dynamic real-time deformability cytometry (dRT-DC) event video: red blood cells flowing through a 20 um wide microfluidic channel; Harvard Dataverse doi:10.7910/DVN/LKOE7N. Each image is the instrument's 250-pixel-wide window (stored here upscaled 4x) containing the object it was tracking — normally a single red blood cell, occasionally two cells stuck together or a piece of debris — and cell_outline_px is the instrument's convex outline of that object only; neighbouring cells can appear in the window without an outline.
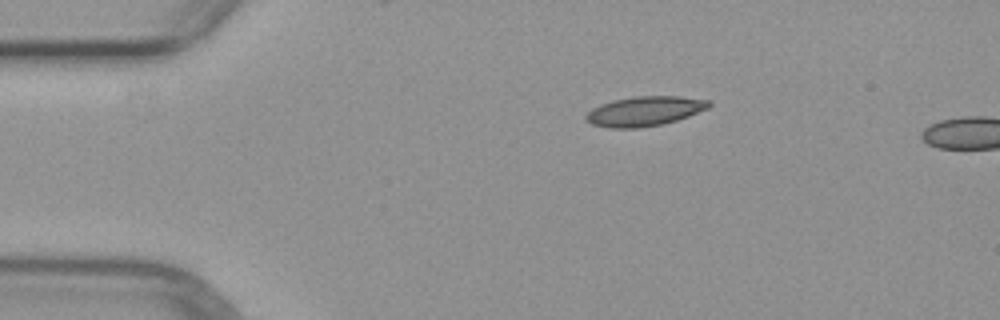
{"species": "common noctule bat (a hibernating species)", "species_latin": "Nyctalus noctula", "temperature_condition": "warm", "stored_images_in_passage": 3, "camera_frame_rate_fps": 3000, "um_per_image_px": 0.085, "animal": {"sex": "female", "body_mass_g": 29.2, "forearm_length_mm": 56.3}, "frame": {"image": 1, "passage_image": 1, "time_ms": 0.0, "image_size_px": [1000, 320], "cell_outline_px": [[712, 104], [708, 108], [688, 116], [676, 120], [660, 124], [640, 128], [612, 128], [592, 124], [584, 120], [584, 116], [592, 108], [600, 104], [612, 100], [636, 96], [680, 96], [708, 100]], "centroid_in_image_um": [54.76, 9.44], "position_along_channel_um": 30.2, "area_um2": 21.21}}